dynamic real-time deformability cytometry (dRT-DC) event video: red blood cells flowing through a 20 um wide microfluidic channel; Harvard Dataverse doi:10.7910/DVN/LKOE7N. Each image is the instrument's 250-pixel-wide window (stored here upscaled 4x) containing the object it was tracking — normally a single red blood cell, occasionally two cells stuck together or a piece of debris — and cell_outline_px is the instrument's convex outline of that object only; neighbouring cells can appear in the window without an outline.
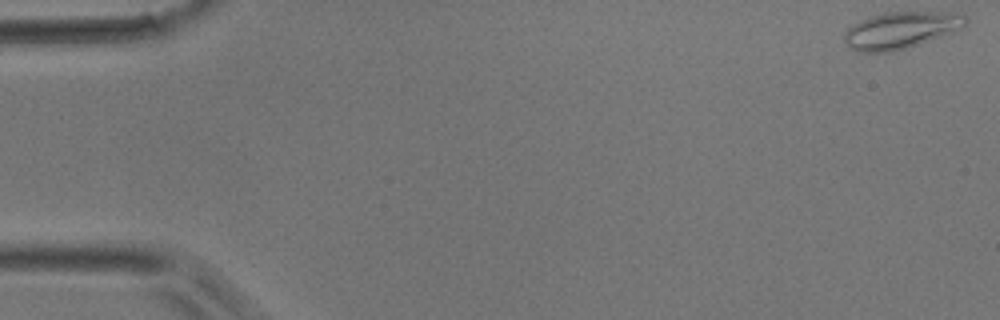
{"species": "common noctule bat (a hibernating species)", "species_latin": "Nyctalus noctula", "temperature_condition": "room temperature", "stored_images_in_passage": 20, "camera_frame_rate_fps": 3000, "um_per_image_px": 0.085, "animal": {"sex": "male", "body_mass_g": 17.9}, "frame": {"image": 1, "passage_image": 1, "time_ms": 0.0, "image_size_px": [1000, 320], "cell_outline_px": [[968, 20], [964, 28], [956, 32], [908, 48], [892, 52], [856, 52], [844, 40], [844, 32], [852, 24], [868, 16], [884, 12], [964, 12]], "centroid_in_image_um": [76.63, 2.56], "position_along_channel_um": 8.4, "area_um2": 26.65}}
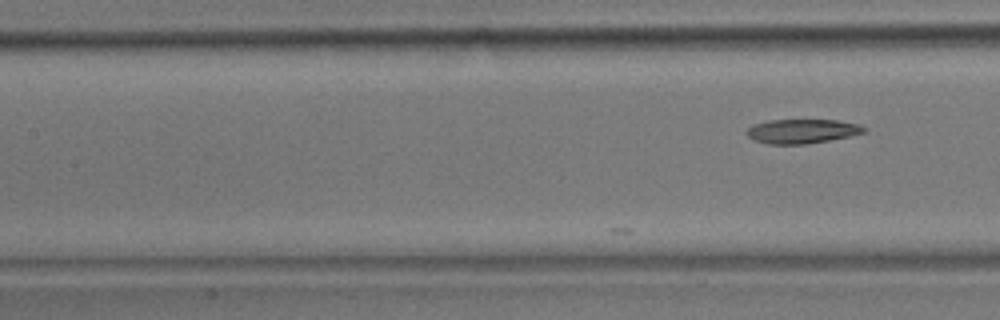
{"frame": {"image": 2, "passage_image": 20, "time_ms": 6.333, "image_size_px": [1000, 320], "cell_outline_px": [[868, 132], [828, 140], [804, 144], [768, 144], [752, 140], [744, 132], [752, 124], [772, 120], [840, 120], [856, 124], [868, 128]], "centroid_in_image_um": [68.15, 11.15], "position_along_channel_um": 139.2, "area_um2": 16.65}}